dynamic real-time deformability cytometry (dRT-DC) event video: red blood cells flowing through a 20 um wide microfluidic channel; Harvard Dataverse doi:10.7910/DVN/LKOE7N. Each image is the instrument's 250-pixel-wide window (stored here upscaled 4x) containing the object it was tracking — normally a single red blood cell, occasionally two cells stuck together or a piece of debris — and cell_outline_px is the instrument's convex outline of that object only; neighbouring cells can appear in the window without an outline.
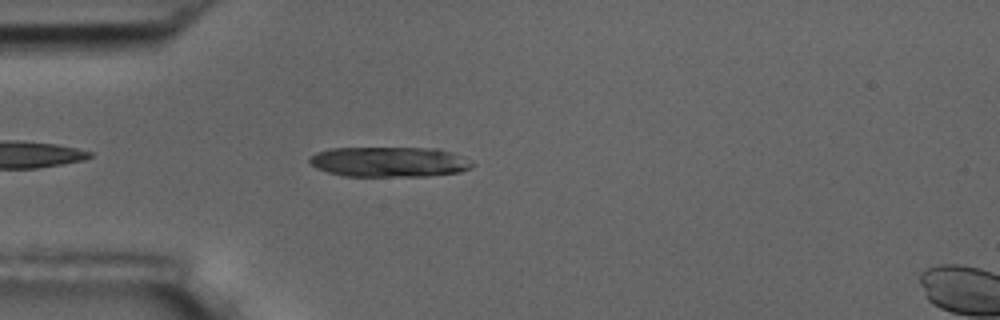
{"species": "common noctule bat (a hibernating species)", "species_latin": "Nyctalus noctula", "temperature_condition": "room temperature", "stored_images_in_passage": 5, "segment_of_instrument_passage": [1, 2], "camera_frame_rate_fps": 3000, "um_per_image_px": 0.085, "animal": {"sex": "male", "body_mass_g": 17.5, "forearm_length_mm": 52.3}, "frame": {"image": 1, "passage_image": 4, "time_ms": 3.333, "image_size_px": [1000, 320], "cell_outline_px": [[476, 164], [472, 168], [460, 172], [428, 176], [344, 176], [328, 172], [316, 168], [308, 160], [316, 152], [332, 148], [440, 148], [452, 152]], "centroid_in_image_um": [33.12, 13.76], "position_along_channel_um": 51.9, "area_um2": 28.67}}